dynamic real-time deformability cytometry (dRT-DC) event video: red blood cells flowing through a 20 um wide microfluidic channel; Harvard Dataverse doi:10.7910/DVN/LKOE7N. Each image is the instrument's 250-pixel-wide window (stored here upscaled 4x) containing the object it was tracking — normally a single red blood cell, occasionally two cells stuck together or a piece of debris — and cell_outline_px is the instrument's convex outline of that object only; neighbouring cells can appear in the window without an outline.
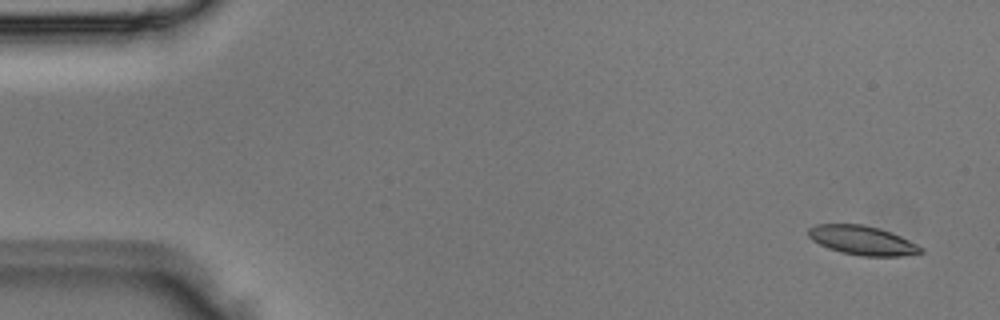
{"species": "Egyptian fruit bat (a non-hibernating species)", "species_latin": "Rousettus aegyptiacus", "temperature_condition": "room temperature", "stored_images_in_passage": 4, "camera_frame_rate_fps": 3000, "um_per_image_px": 0.085, "animal": {"sex": "male"}, "frame": {"image": 1, "passage_image": 1, "time_ms": 0.0, "image_size_px": [1000, 320], "cell_outline_px": [[924, 252], [900, 256], [860, 256], [840, 252], [828, 248], [812, 240], [808, 236], [808, 228], [816, 224], [864, 224], [880, 228], [900, 236], [924, 248]], "centroid_in_image_um": [73.28, 20.43], "position_along_channel_um": 11.7, "area_um2": 19.13}}
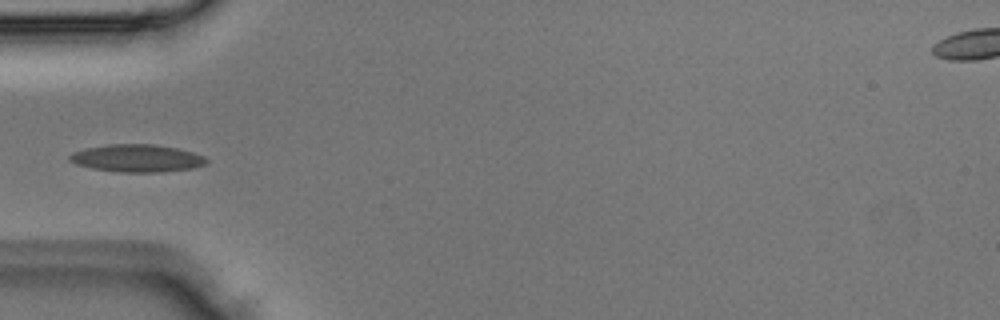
{"frame": {"image": 2, "passage_image": 4, "time_ms": 1.0, "image_size_px": [1000, 320], "cell_outline_px": [[208, 164], [192, 168], [160, 172], [120, 172], [92, 168], [76, 164], [68, 160], [68, 156], [76, 152], [88, 148], [108, 144], [156, 144], [176, 148], [192, 152], [204, 156], [208, 160]], "centroid_in_image_um": [11.68, 13.45], "position_along_channel_um": 73.3, "area_um2": 21.85}}